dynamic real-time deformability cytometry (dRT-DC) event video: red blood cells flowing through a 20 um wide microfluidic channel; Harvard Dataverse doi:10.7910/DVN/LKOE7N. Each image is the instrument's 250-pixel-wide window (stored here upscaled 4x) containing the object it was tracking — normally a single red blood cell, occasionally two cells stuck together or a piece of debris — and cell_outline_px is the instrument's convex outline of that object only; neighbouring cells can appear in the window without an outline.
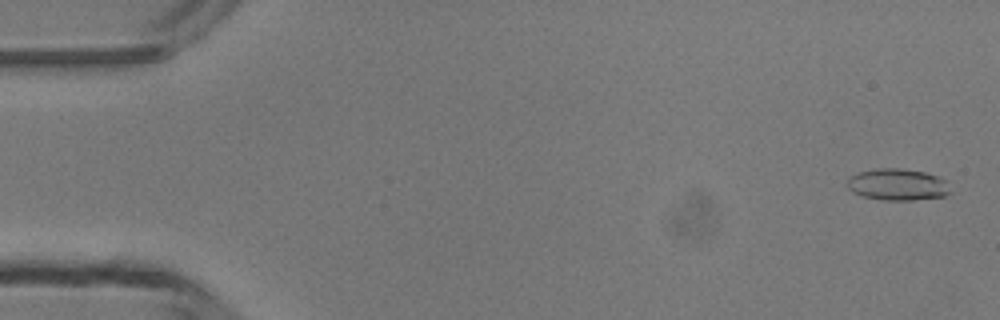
{"species": "common noctule bat (a hibernating species)", "species_latin": "Nyctalus noctula", "temperature_condition": "room temperature", "stored_images_in_passage": 5, "segment_of_instrument_passage": [1, 2], "camera_frame_rate_fps": 3000, "um_per_image_px": 0.085, "animal": {"sex": "male", "body_mass_g": 13.3}, "frame": {"image": 1, "passage_image": 1, "time_ms": 0.0, "image_size_px": [1000, 320], "cell_outline_px": [[952, 192], [944, 196], [912, 200], [884, 200], [864, 196], [852, 192], [848, 188], [848, 176], [860, 172], [876, 168], [900, 168], [924, 172], [936, 176], [944, 180]], "centroid_in_image_um": [76.28, 15.68], "position_along_channel_um": 8.7, "area_um2": 18.9}}
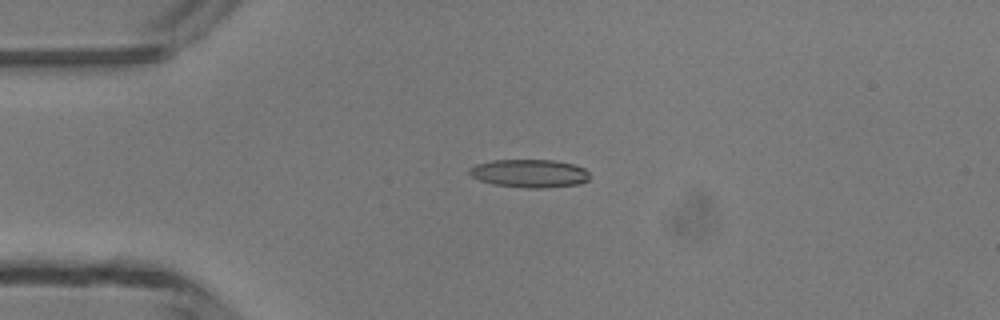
{"frame": {"image": 2, "passage_image": 3, "time_ms": 3.333, "image_size_px": [1000, 320], "cell_outline_px": [[588, 180], [580, 184], [544, 188], [528, 188], [492, 184], [480, 180], [472, 176], [468, 172], [468, 168], [476, 164], [492, 160], [552, 160], [572, 164], [584, 168], [588, 172]], "centroid_in_image_um": [44.99, 14.74], "position_along_channel_um": 40.0, "area_um2": 19.71}}